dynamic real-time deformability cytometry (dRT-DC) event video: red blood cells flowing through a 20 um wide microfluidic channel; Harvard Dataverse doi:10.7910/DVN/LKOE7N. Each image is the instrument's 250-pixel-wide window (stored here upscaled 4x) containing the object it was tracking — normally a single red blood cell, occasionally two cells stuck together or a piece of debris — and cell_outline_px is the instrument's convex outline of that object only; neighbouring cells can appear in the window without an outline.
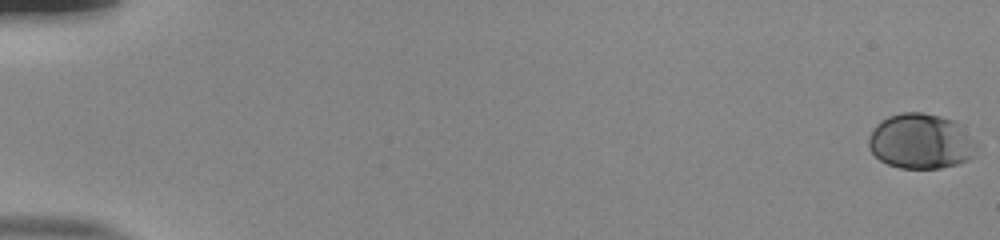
{"species": "human", "species_latin": "Homo sapiens", "temperature_condition": "room temperature", "stored_images_in_passage": 56, "camera_frame_rate_fps": 3000, "um_per_image_px": 0.085, "donor": {"sex": "male"}, "frame": {"image": 1, "passage_image": 1, "time_ms": 0.0, "image_size_px": [1000, 240], "cell_outline_px": [[980, 148], [968, 160], [956, 164], [940, 168], [900, 168], [888, 164], [880, 160], [868, 148], [868, 136], [872, 128], [880, 120], [888, 116], [900, 112], [924, 112], [940, 116], [952, 120], [960, 124], [980, 144]], "centroid_in_image_um": [78.28, 12.0], "position_along_channel_um": 6.7, "area_um2": 35.32}}
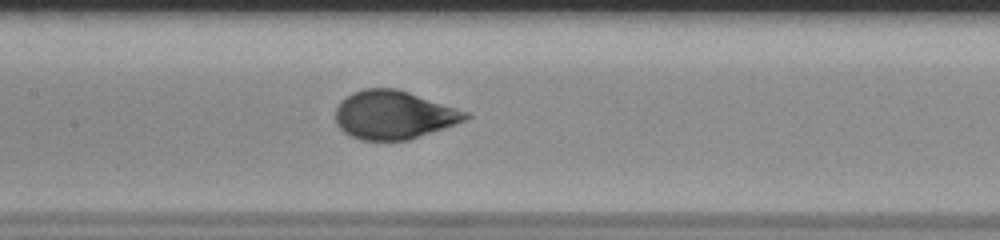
{"frame": {"image": 2, "passage_image": 29, "time_ms": 9.333, "image_size_px": [1000, 240], "cell_outline_px": [[472, 116], [456, 124], [408, 140], [360, 140], [348, 136], [336, 124], [336, 108], [340, 100], [352, 92], [364, 88], [396, 88], [468, 112]], "centroid_in_image_um": [33.42, 9.77], "position_along_channel_um": 174.0, "area_um2": 36.65}}
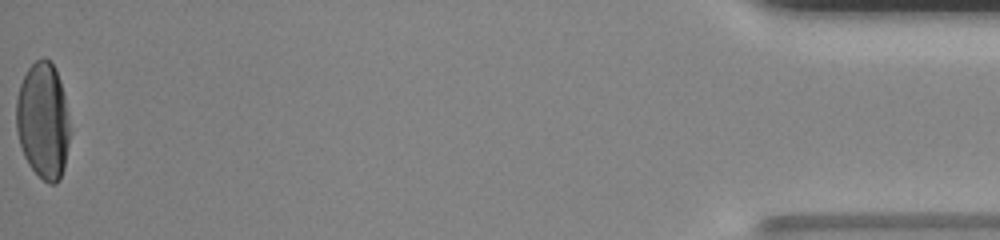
{"frame": {"image": 3, "passage_image": 56, "time_ms": 18.333, "image_size_px": [1000, 240], "cell_outline_px": [[68, 144], [64, 168], [60, 180], [56, 184], [48, 184], [28, 164], [24, 156], [20, 144], [16, 128], [16, 100], [20, 84], [28, 68], [36, 60], [44, 56], [56, 68], [60, 80], [68, 112]], "centroid_in_image_um": [3.65, 10.25], "position_along_channel_um": 431.5, "area_um2": 36.3}, "authors_computed_cell_mechanics": {"area_um2": 35.8938, "velocity_mm_per_s": 3.8337, "shape_relaxation_time_tau1_ms": 4.1925, "shape_relaxation_time_tau2_ms": null, "deformation_change_tau1": 0.1723, "deformation_change_tau2": null}}